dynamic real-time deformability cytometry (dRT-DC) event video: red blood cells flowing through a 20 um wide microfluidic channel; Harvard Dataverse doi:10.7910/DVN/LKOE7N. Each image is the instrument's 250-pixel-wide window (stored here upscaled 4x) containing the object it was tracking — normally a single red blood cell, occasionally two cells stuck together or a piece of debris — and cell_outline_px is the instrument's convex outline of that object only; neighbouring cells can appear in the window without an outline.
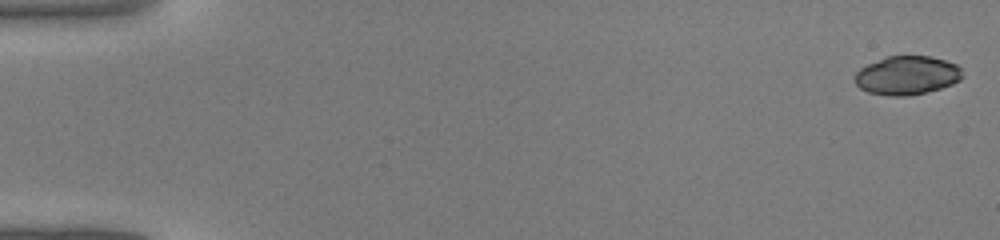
{"species": "common noctule bat (a hibernating species)", "species_latin": "Nyctalus noctula", "temperature_condition": "warm", "stored_images_in_passage": 6, "camera_frame_rate_fps": 3000, "um_per_image_px": 0.085, "animal": {"sex": "male", "body_mass_g": 19.0, "forearm_length_mm": 50.8}, "frame": {"image": 1, "passage_image": 1, "time_ms": 0.0, "image_size_px": [1000, 240], "cell_outline_px": [[964, 76], [960, 80], [952, 84], [940, 88], [908, 96], [888, 96], [868, 92], [860, 88], [856, 84], [856, 72], [860, 68], [868, 64], [888, 56], [928, 56], [944, 60], [956, 64], [960, 68]], "centroid_in_image_um": [77.1, 6.41], "position_along_channel_um": 7.9, "area_um2": 24.1}}